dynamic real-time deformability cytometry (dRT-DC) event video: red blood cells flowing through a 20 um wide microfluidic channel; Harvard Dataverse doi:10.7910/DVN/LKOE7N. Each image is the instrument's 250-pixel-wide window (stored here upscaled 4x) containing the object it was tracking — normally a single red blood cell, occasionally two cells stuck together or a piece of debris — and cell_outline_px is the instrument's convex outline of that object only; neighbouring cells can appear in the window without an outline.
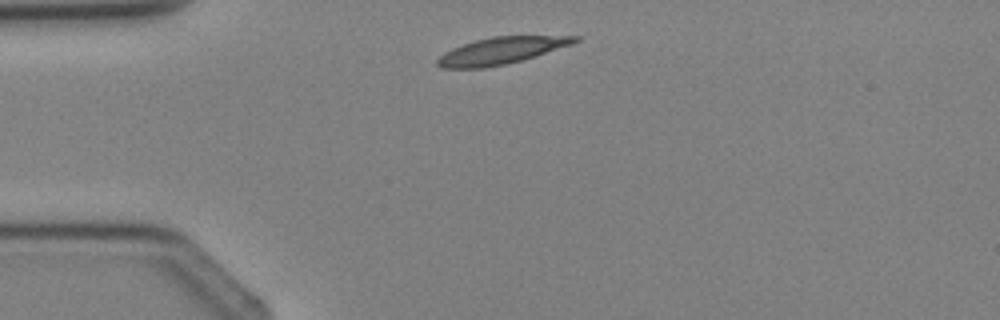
{"species": "Egyptian fruit bat (a non-hibernating species)", "species_latin": "Rousettus aegyptiacus", "temperature_condition": "cold", "stored_images_in_passage": 2, "camera_frame_rate_fps": 3000, "um_per_image_px": 0.085, "animal": {"sex": "female"}, "frame": {"image": 1, "passage_image": 1, "time_ms": 0.0, "image_size_px": [1000, 320], "cell_outline_px": [[580, 40], [572, 44], [520, 60], [504, 64], [484, 68], [440, 68], [436, 64], [436, 60], [444, 52], [452, 48], [476, 40], [492, 36], [580, 36]], "centroid_in_image_um": [42.56, 4.3], "position_along_channel_um": 42.4, "area_um2": 21.15}}